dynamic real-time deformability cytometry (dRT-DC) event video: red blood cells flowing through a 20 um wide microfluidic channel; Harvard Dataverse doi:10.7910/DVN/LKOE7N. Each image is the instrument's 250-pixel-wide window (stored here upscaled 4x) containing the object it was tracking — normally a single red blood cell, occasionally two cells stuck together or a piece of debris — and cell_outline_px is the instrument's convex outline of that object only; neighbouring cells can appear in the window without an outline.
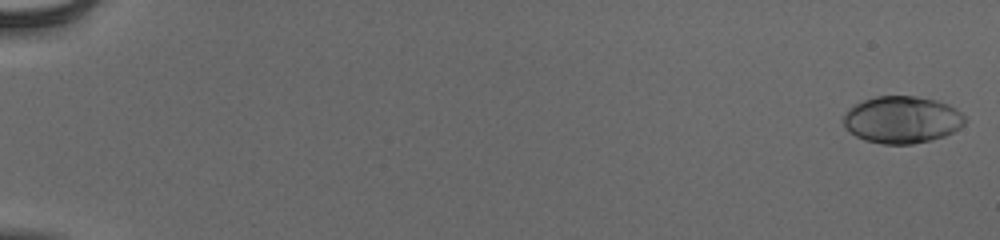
{"species": "human", "species_latin": "Homo sapiens", "temperature_condition": "cold", "stored_images_in_passage": 55, "camera_frame_rate_fps": 3000, "um_per_image_px": 0.085, "donor": {"sex": "male"}, "frame": {"image": 1, "passage_image": 1, "time_ms": 0.0, "image_size_px": [1000, 240], "cell_outline_px": [[968, 120], [964, 124], [952, 132], [944, 136], [932, 140], [912, 144], [884, 144], [864, 140], [848, 132], [844, 124], [844, 116], [848, 108], [864, 100], [876, 96], [916, 96], [936, 100], [948, 104], [956, 108]], "centroid_in_image_um": [76.68, 10.17], "position_along_channel_um": 8.3, "area_um2": 33.41}}
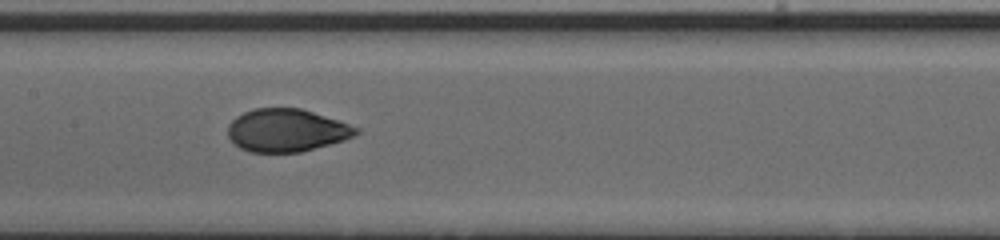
{"frame": {"image": 2, "passage_image": 30, "time_ms": 9.667, "image_size_px": [1000, 240], "cell_outline_px": [[360, 132], [344, 140], [300, 152], [248, 152], [240, 148], [228, 136], [228, 124], [236, 116], [244, 112], [256, 108], [300, 108], [360, 128]], "centroid_in_image_um": [24.33, 11.08], "position_along_channel_um": 183.1, "area_um2": 31.67}}
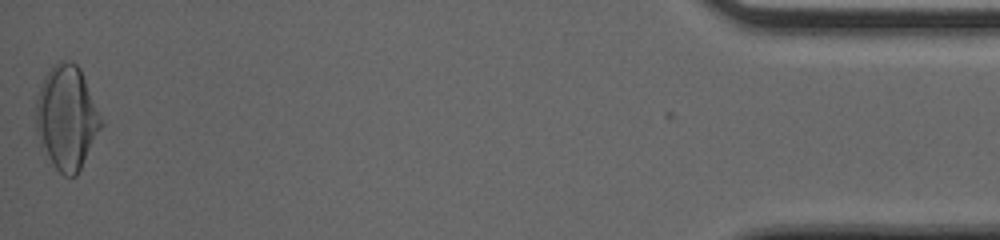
{"frame": {"image": 3, "passage_image": 55, "time_ms": 18.0, "image_size_px": [1000, 240], "cell_outline_px": [[104, 124], [76, 176], [64, 176], [52, 164], [40, 148], [36, 132], [36, 100], [40, 84], [44, 76], [52, 64], [60, 60], [72, 60], [80, 68]], "centroid_in_image_um": [5.64, 9.98], "position_along_channel_um": 429.6, "area_um2": 39.77}, "authors_computed_cell_mechanics": {"area_um2": 32.8882, "velocity_mm_per_s": 3.9199, "shape_relaxation_time_tau1_ms": 4.8038, "shape_relaxation_time_tau2_ms": null, "deformation_change_tau1": 0.1906, "deformation_change_tau2": null}}